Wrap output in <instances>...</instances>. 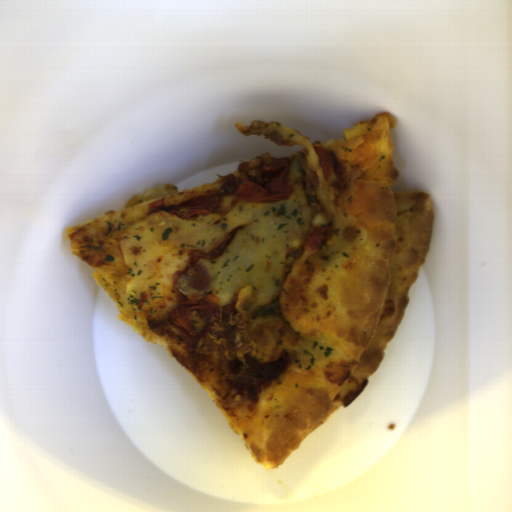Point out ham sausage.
Here are the masks:
<instances>
[{
  "mask_svg": "<svg viewBox=\"0 0 512 512\" xmlns=\"http://www.w3.org/2000/svg\"><path fill=\"white\" fill-rule=\"evenodd\" d=\"M188 284L197 290H203L210 286L209 270L202 264H195L185 273Z\"/></svg>",
  "mask_w": 512,
  "mask_h": 512,
  "instance_id": "1",
  "label": "ham sausage"
}]
</instances>
